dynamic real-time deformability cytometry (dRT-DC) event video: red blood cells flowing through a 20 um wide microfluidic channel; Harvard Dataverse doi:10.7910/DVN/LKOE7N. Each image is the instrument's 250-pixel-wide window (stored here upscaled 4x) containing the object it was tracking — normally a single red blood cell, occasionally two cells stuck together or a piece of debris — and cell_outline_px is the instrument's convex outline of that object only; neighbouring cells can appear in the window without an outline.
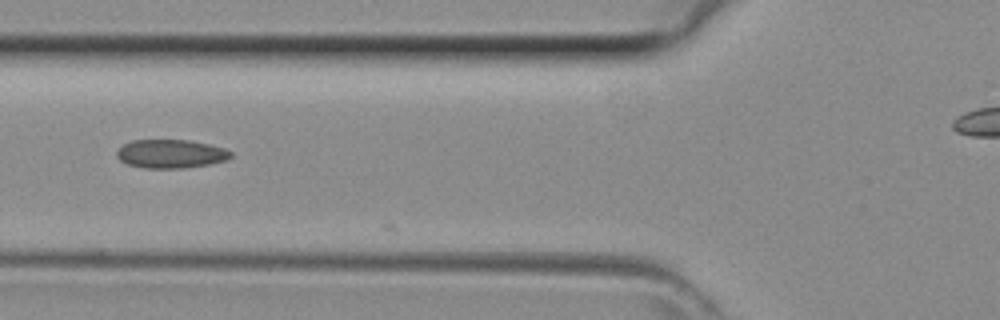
{"species": "common noctule bat (a hibernating species)", "species_latin": "Nyctalus noctula", "temperature_condition": "room temperature", "stored_images_in_passage": 17, "camera_frame_rate_fps": 3000, "um_per_image_px": 0.085, "animal": {"sex": "female", "body_mass_g": 29.2, "forearm_length_mm": 56.3}, "frame": {"image": 1, "passage_image": 16, "time_ms": 5.0, "image_size_px": [1000, 320], "cell_outline_px": [[232, 156], [228, 160], [208, 164], [184, 168], [144, 168], [128, 164], [120, 160], [116, 156], [116, 152], [124, 144], [132, 140], [188, 140], [208, 144], [224, 148], [232, 152]], "centroid_in_image_um": [14.52, 13.07], "position_along_channel_um": 111.3, "area_um2": 18.96}}